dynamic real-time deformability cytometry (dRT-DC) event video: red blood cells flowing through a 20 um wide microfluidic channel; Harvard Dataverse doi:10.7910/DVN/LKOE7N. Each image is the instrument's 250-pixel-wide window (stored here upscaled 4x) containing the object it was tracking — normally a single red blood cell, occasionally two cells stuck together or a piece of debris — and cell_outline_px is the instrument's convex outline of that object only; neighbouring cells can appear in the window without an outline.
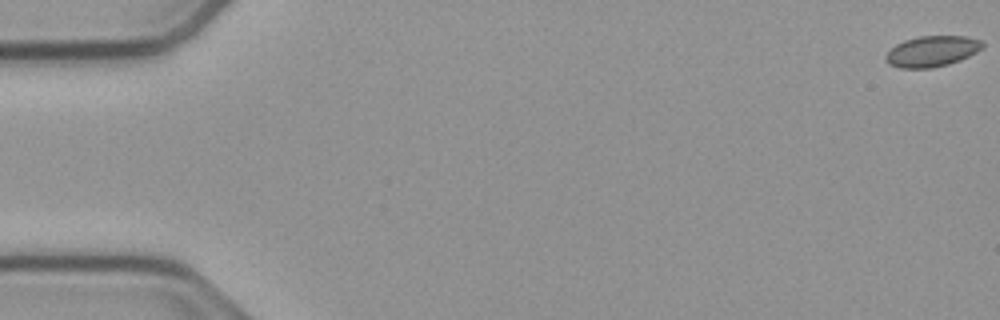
{"species": "common noctule bat (a hibernating species)", "species_latin": "Nyctalus noctula", "temperature_condition": "cold", "stored_images_in_passage": 16, "camera_frame_rate_fps": 3000, "um_per_image_px": 0.085, "animal": {"sex": "male", "body_mass_g": 23.1, "forearm_length_mm": 52.7}, "frame": {"image": 1, "passage_image": 1, "time_ms": 0.0, "image_size_px": [1000, 320], "cell_outline_px": [[984, 48], [960, 60], [948, 64], [932, 68], [900, 68], [888, 64], [884, 60], [884, 56], [896, 44], [904, 40], [920, 36], [964, 36], [984, 40]], "centroid_in_image_um": [79.23, 4.36], "position_along_channel_um": 5.8, "area_um2": 17.51}}
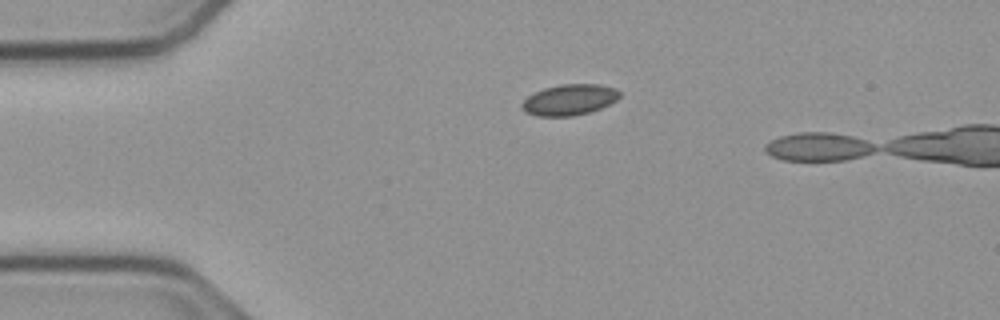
{"frame": {"image": 2, "passage_image": 13, "time_ms": 4.0, "image_size_px": [1000, 320], "cell_outline_px": [[620, 96], [616, 100], [600, 108], [588, 112], [572, 116], [536, 116], [524, 112], [520, 108], [520, 104], [528, 96], [544, 88], [560, 84], [600, 84], [616, 88], [620, 92]], "centroid_in_image_um": [48.37, 8.48], "position_along_channel_um": 36.6, "area_um2": 17.63}}